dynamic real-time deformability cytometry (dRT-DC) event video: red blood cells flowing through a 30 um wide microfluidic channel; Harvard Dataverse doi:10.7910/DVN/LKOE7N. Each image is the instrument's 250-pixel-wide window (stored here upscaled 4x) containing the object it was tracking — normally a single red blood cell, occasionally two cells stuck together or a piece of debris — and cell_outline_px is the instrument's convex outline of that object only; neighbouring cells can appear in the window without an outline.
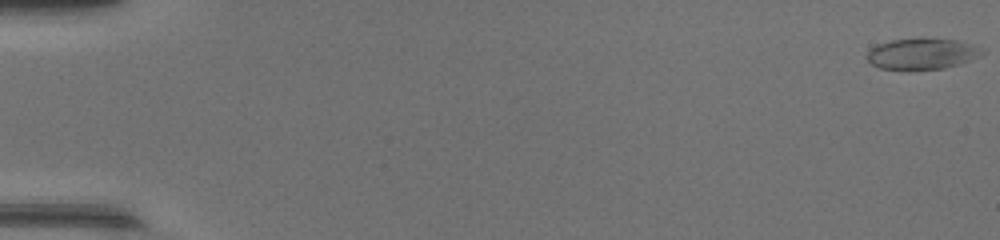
{"species": "common noctule bat (a hibernating species)", "species_latin": "Nyctalus noctula", "temperature_condition": "warm", "stored_images_in_passage": 14, "camera_frame_rate_fps": 3000, "um_per_image_px": 0.085, "animal": {"sex": "female", "body_mass_g": 17.0, "forearm_length_mm": 48.0}, "frame": {"image": 1, "passage_image": 1, "time_ms": 0.0, "image_size_px": [1000, 240], "cell_outline_px": [[984, 52], [980, 56], [944, 68], [880, 68], [872, 64], [868, 60], [868, 52], [876, 44], [892, 40], [920, 36], [956, 40], [980, 48]], "centroid_in_image_um": [78.34, 4.51], "position_along_channel_um": 6.7, "area_um2": 20.46}}
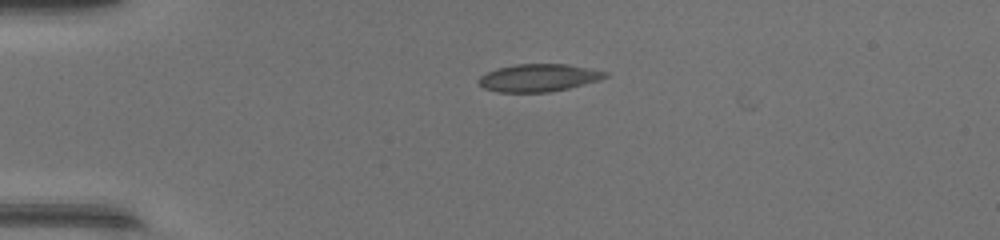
{"frame": {"image": 2, "passage_image": 13, "time_ms": 4.0, "image_size_px": [1000, 240], "cell_outline_px": [[608, 76], [600, 80], [568, 88], [548, 92], [500, 92], [484, 88], [476, 80], [480, 76], [496, 68], [516, 64], [564, 64], [608, 72]], "centroid_in_image_um": [45.76, 6.61], "position_along_channel_um": 39.2, "area_um2": 20.17}}